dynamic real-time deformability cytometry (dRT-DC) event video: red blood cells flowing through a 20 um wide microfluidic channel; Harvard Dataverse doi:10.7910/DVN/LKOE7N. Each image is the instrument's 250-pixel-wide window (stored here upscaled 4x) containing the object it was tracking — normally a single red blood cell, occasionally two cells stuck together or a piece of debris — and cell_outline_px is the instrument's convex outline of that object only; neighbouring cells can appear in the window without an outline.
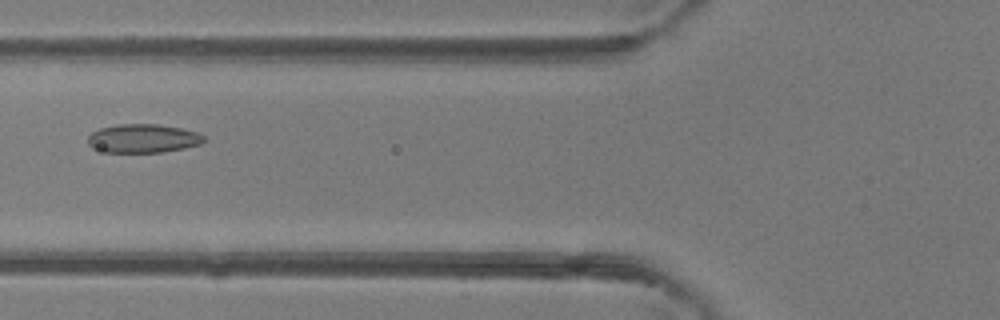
{"species": "common noctule bat (a hibernating species)", "species_latin": "Nyctalus noctula", "temperature_condition": "room temperature", "stored_images_in_passage": 32, "camera_frame_rate_fps": 3000, "um_per_image_px": 0.085, "animal": {"sex": "female"}, "frame": {"image": 1, "passage_image": 7, "time_ms": 2.0, "image_size_px": [1000, 320], "cell_outline_px": [[204, 140], [200, 144], [184, 148], [160, 152], [104, 152], [92, 148], [88, 144], [88, 136], [92, 132], [100, 128], [120, 124], [156, 124], [180, 128], [196, 132], [204, 136]], "centroid_in_image_um": [12.12, 11.77], "position_along_channel_um": 113.7, "area_um2": 19.25}}
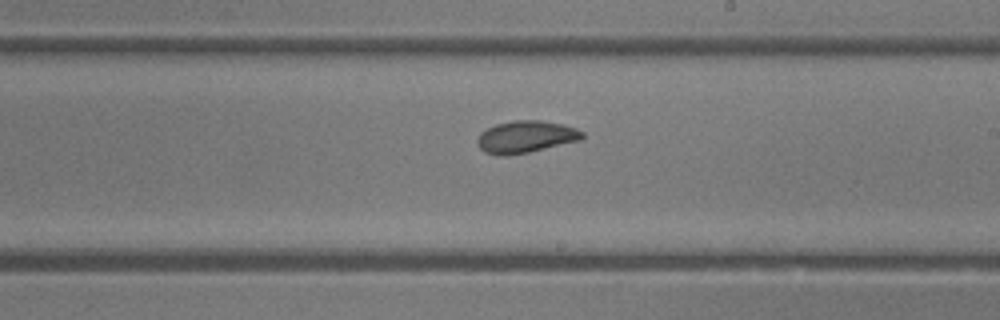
{"frame": {"image": 2, "passage_image": 16, "time_ms": 5.0, "image_size_px": [1000, 320], "cell_outline_px": [[584, 136], [580, 140], [528, 152], [504, 156], [496, 156], [484, 152], [480, 148], [476, 140], [480, 132], [496, 124], [512, 120], [540, 120], [564, 124], [576, 128], [584, 132]], "centroid_in_image_um": [44.67, 11.62], "position_along_channel_um": 244.3, "area_um2": 19.71}}
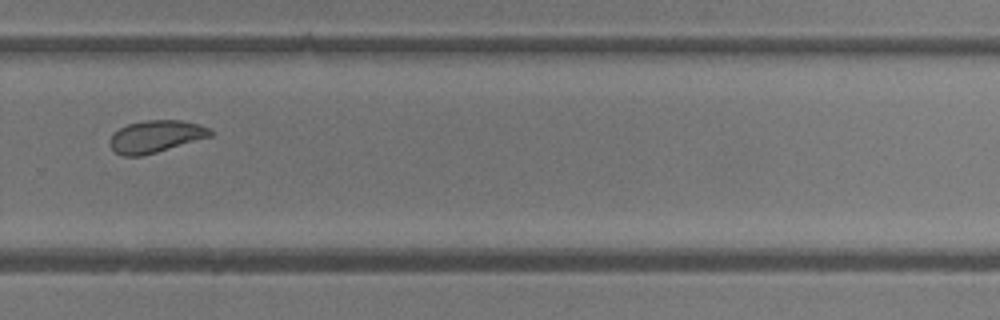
{"frame": {"image": 3, "passage_image": 21, "time_ms": 6.667, "image_size_px": [1000, 320], "cell_outline_px": [[212, 136], [156, 152], [140, 156], [124, 156], [116, 152], [108, 144], [108, 140], [120, 128], [128, 124], [144, 120], [184, 120], [200, 124], [208, 128], [212, 132]], "centroid_in_image_um": [13.24, 11.59], "position_along_channel_um": 316.6, "area_um2": 18.73}, "authors_computed_cell_mechanics": {"area_um2": 19.4497, "velocity_mm_per_s": 4.3544, "shape_relaxation_time_tau1_ms": 7.5001, "shape_relaxation_time_tau2_ms": 1.5332, "deformation_change_tau1": 0.1633, "deformation_change_tau2": 0.0526}}